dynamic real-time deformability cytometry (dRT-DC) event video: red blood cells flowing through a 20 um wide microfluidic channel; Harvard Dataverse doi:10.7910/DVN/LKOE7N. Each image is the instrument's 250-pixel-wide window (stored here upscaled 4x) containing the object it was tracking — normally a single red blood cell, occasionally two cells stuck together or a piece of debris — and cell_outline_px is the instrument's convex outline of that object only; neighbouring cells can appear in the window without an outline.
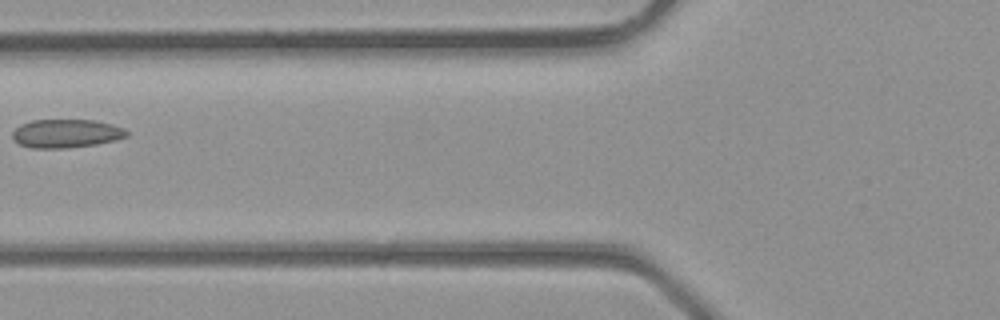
{"species": "common noctule bat (a hibernating species)", "species_latin": "Nyctalus noctula", "temperature_condition": "room temperature", "stored_images_in_passage": 3, "camera_frame_rate_fps": 3000, "um_per_image_px": 0.085, "animal": {"sex": "male", "body_mass_g": 23.1, "forearm_length_mm": 52.7}, "frame": {"image": 1, "passage_image": 3, "time_ms": 0.667, "image_size_px": [1000, 320], "cell_outline_px": [[128, 136], [116, 140], [96, 144], [64, 148], [32, 148], [20, 144], [12, 136], [12, 132], [20, 124], [32, 120], [96, 120], [112, 124], [124, 128], [128, 132]], "centroid_in_image_um": [5.64, 11.34], "position_along_channel_um": 120.2, "area_um2": 18.96}}